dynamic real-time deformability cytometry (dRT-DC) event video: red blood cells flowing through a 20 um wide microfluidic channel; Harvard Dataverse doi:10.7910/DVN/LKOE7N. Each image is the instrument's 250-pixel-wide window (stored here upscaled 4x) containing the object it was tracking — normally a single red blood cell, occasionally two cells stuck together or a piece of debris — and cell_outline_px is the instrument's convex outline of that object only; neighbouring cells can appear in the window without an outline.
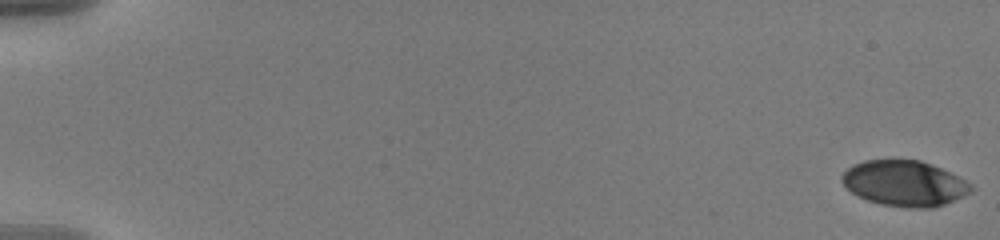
{"species": "human", "species_latin": "Homo sapiens", "temperature_condition": "warm", "stored_images_in_passage": 58, "camera_frame_rate_fps": 3000, "um_per_image_px": 0.085, "donor": {"sex": "male"}, "frame": {"image": 1, "passage_image": 1, "time_ms": 0.0, "image_size_px": [1000, 240], "cell_outline_px": [[972, 192], [944, 204], [932, 208], [908, 208], [880, 204], [868, 200], [852, 192], [840, 180], [840, 176], [852, 164], [864, 160], [892, 156], [920, 160], [932, 164], [972, 184]], "centroid_in_image_um": [76.84, 15.54], "position_along_channel_um": 8.2, "area_um2": 34.91}}
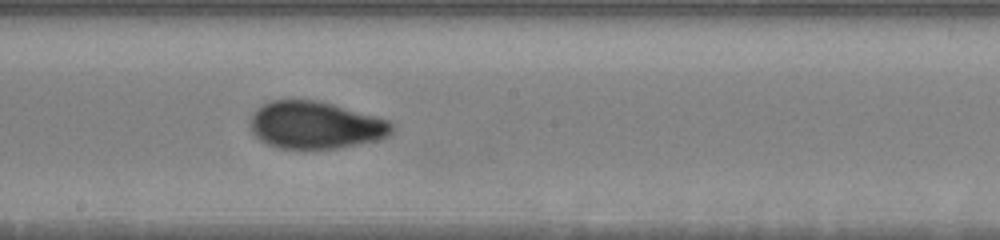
{"frame": {"image": 2, "passage_image": 34, "time_ms": 11.0, "image_size_px": [1000, 240], "cell_outline_px": [[396, 128], [388, 136], [380, 140], [336, 148], [280, 148], [264, 144], [252, 136], [248, 124], [248, 120], [252, 112], [260, 104], [272, 100], [320, 100], [376, 116], [388, 120], [396, 124]], "centroid_in_image_um": [26.76, 10.63], "position_along_channel_um": 221.4, "area_um2": 39.94}}
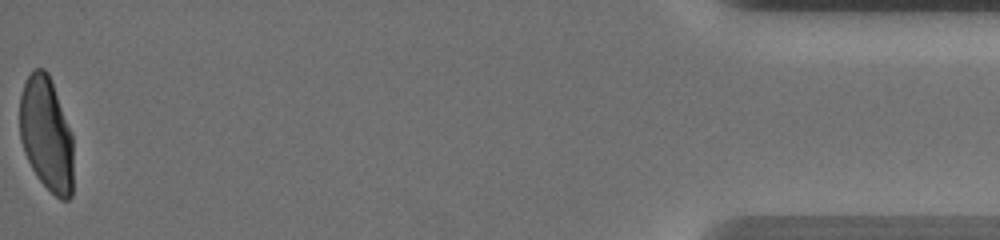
{"frame": {"image": 3, "passage_image": 58, "time_ms": 19.0, "image_size_px": [1000, 240], "cell_outline_px": [[72, 196], [68, 200], [60, 200], [36, 176], [24, 152], [20, 140], [20, 96], [24, 80], [32, 68], [44, 68], [48, 72], [72, 136]], "centroid_in_image_um": [3.92, 11.38], "position_along_channel_um": 431.3, "area_um2": 35.55}, "authors_computed_cell_mechanics": {"area_um2": 37.0787, "velocity_mm_per_s": 3.6284, "shape_relaxation_time_tau1_ms": 5.1626, "shape_relaxation_time_tau2_ms": 0.9791, "deformation_change_tau1": 0.1927, "deformation_change_tau2": 0.0499}}